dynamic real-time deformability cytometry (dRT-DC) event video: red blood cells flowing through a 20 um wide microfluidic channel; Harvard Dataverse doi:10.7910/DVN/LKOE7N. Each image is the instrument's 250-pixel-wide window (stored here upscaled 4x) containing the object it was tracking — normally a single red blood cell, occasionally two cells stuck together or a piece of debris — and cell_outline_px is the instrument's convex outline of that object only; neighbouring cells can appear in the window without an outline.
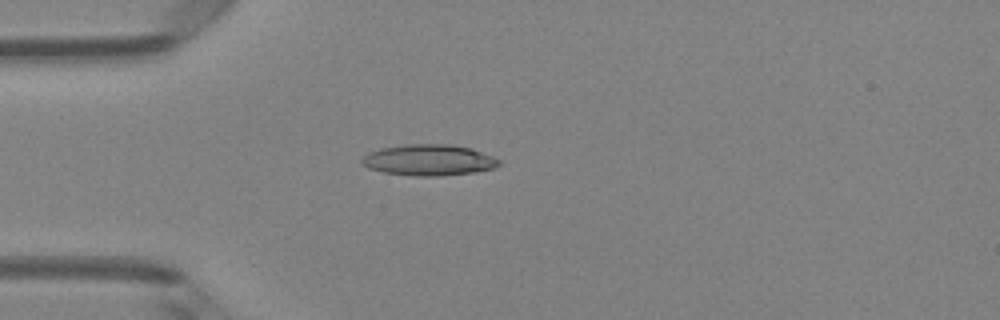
{"species": "Egyptian fruit bat (a non-hibernating species)", "species_latin": "Rousettus aegyptiacus", "temperature_condition": "room temperature", "stored_images_in_passage": 5, "camera_frame_rate_fps": 3000, "um_per_image_px": 0.085, "animal": {"sex": "female"}, "frame": {"image": 1, "passage_image": 4, "time_ms": 1.0, "image_size_px": [1000, 320], "cell_outline_px": [[504, 160], [496, 168], [472, 172], [440, 176], [412, 176], [384, 172], [368, 168], [360, 164], [360, 160], [368, 152], [380, 148], [404, 144], [452, 144], [472, 148]], "centroid_in_image_um": [36.47, 13.6], "position_along_channel_um": 48.5, "area_um2": 25.26}}